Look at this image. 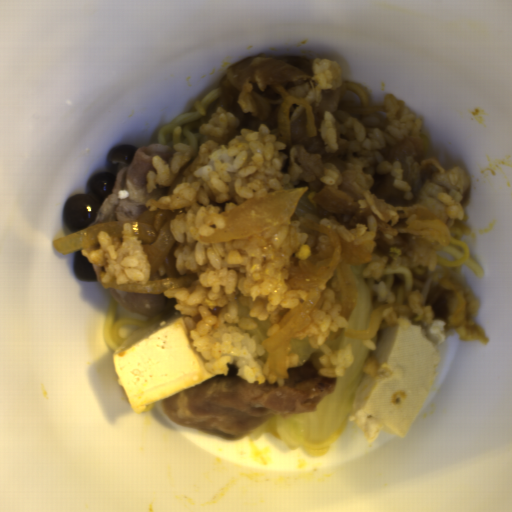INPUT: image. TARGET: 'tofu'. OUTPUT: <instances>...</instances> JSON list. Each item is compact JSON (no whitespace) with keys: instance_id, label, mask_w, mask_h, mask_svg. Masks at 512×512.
I'll use <instances>...</instances> for the list:
<instances>
[{"instance_id":"5b9d583a","label":"tofu","mask_w":512,"mask_h":512,"mask_svg":"<svg viewBox=\"0 0 512 512\" xmlns=\"http://www.w3.org/2000/svg\"><path fill=\"white\" fill-rule=\"evenodd\" d=\"M374 358L375 371L358 384L349 418L369 442L380 431L406 437L437 378L441 348L407 316L382 330Z\"/></svg>"},{"instance_id":"ead7c124","label":"tofu","mask_w":512,"mask_h":512,"mask_svg":"<svg viewBox=\"0 0 512 512\" xmlns=\"http://www.w3.org/2000/svg\"><path fill=\"white\" fill-rule=\"evenodd\" d=\"M112 363L119 384L137 413L214 379L193 348L180 315L134 330L116 349Z\"/></svg>"}]
</instances>
